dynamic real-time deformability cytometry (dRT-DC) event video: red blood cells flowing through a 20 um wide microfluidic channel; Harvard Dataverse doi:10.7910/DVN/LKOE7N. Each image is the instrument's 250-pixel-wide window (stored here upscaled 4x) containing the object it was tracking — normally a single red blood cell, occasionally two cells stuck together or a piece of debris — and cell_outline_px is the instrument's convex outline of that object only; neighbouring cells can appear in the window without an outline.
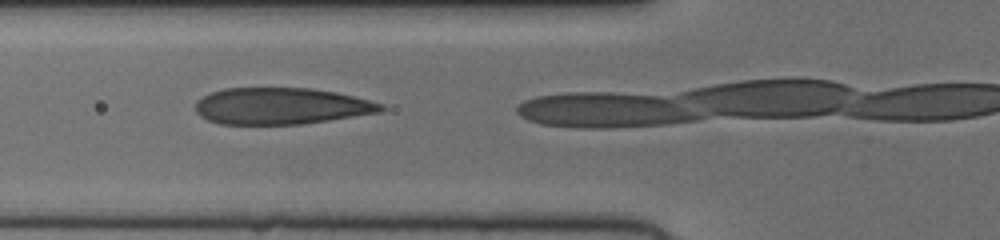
{"species": "human", "species_latin": "Homo sapiens", "temperature_condition": "cold", "stored_images_in_passage": 6, "camera_frame_rate_fps": 3000, "um_per_image_px": 0.085, "donor": {"sex": "female"}, "frame": {"image": 1, "passage_image": 3, "time_ms": 0.667, "image_size_px": [1000, 240], "cell_outline_px": [[384, 108], [380, 112], [328, 120], [300, 124], [220, 124], [208, 120], [200, 116], [196, 112], [196, 100], [212, 92], [224, 88], [308, 88], [336, 92], [384, 104]], "centroid_in_image_um": [23.86, 9.01], "position_along_channel_um": 101.9, "area_um2": 39.3}}